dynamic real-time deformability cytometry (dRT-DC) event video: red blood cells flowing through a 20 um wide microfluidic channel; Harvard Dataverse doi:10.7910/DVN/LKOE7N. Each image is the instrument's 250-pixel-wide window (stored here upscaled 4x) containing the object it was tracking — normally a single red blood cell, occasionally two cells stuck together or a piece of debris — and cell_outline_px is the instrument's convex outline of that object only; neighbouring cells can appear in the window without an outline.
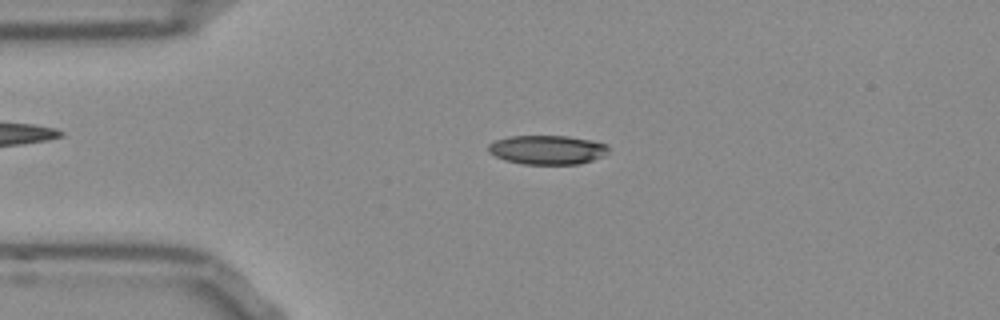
{"species": "Egyptian fruit bat (a non-hibernating species)", "species_latin": "Rousettus aegyptiacus", "temperature_condition": "room temperature", "stored_images_in_passage": 47, "camera_frame_rate_fps": 3000, "um_per_image_px": 0.085, "frame": {"image": 1, "passage_image": 7, "time_ms": 2.0, "image_size_px": [1000, 320], "cell_outline_px": [[608, 152], [592, 160], [580, 164], [524, 164], [504, 160], [488, 152], [488, 144], [496, 140], [508, 136], [568, 136], [588, 140], [604, 144], [608, 148]], "centroid_in_image_um": [46.46, 12.73], "position_along_channel_um": 38.5, "area_um2": 20.17}}
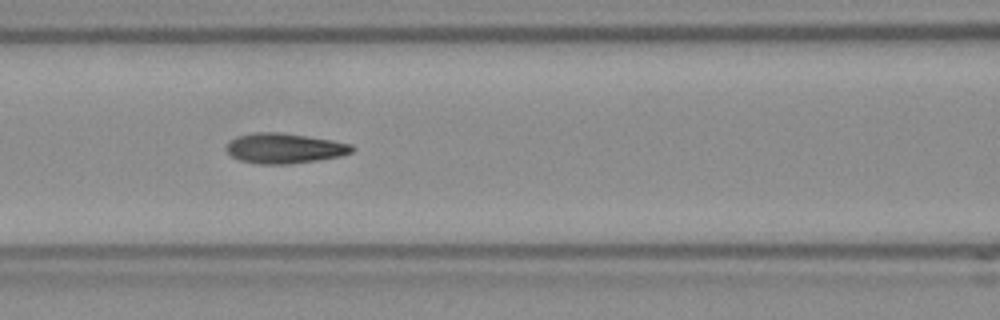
{"frame": {"image": 2, "passage_image": 17, "time_ms": 5.333, "image_size_px": [1000, 320], "cell_outline_px": [[356, 148], [352, 152], [340, 156], [316, 160], [288, 164], [256, 164], [240, 160], [232, 156], [224, 148], [236, 136], [256, 132], [280, 132], [332, 140], [352, 144]], "centroid_in_image_um": [24.18, 12.6], "position_along_channel_um": 142.4, "area_um2": 22.02}}
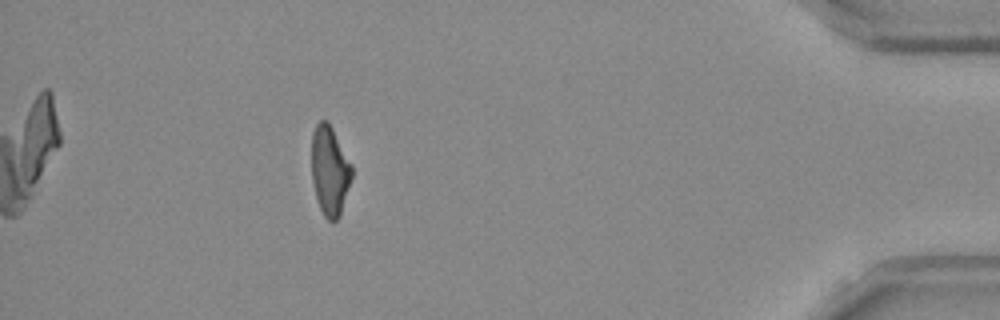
{"frame": {"image": 3, "passage_image": 42, "time_ms": 13.667, "image_size_px": [1000, 320], "cell_outline_px": [[352, 176], [340, 216], [332, 224], [324, 216], [320, 208], [316, 196], [312, 180], [312, 132], [316, 124], [320, 120], [328, 120], [352, 164]], "centroid_in_image_um": [28.03, 14.5], "position_along_channel_um": 407.2, "area_um2": 21.04}, "authors_computed_cell_mechanics": {"area_um2": 21.4438, "velocity_mm_per_s": 3.8627, "shape_relaxation_time_tau1_ms": 8.801, "shape_relaxation_time_tau2_ms": 2.0586, "deformation_change_tau1": 0.2158, "deformation_change_tau2": 0.0911}}